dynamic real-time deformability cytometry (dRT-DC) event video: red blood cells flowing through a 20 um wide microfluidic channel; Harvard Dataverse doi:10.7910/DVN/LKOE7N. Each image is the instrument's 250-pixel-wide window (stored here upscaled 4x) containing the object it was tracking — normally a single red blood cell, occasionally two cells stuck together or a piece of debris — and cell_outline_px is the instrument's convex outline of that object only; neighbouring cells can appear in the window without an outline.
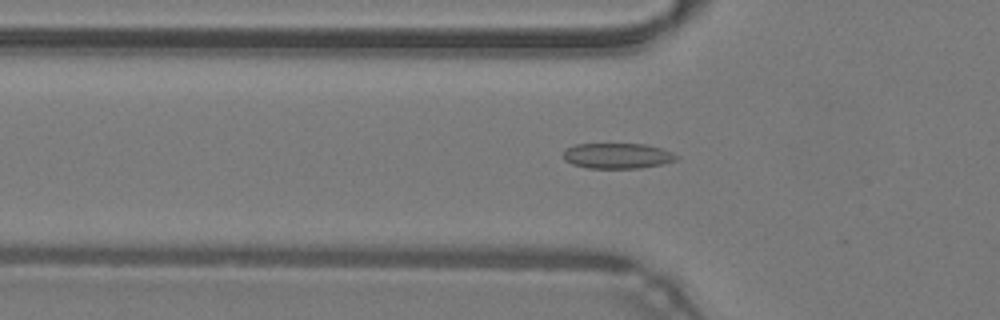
{"species": "common noctule bat (a hibernating species)", "species_latin": "Nyctalus noctula", "temperature_condition": "warm", "stored_images_in_passage": 44, "camera_frame_rate_fps": 3000, "um_per_image_px": 0.085, "animal": {"sex": "male", "body_mass_g": 19.2, "forearm_length_mm": 51.8}, "frame": {"image": 1, "passage_image": 17, "time_ms": 5.333, "image_size_px": [1000, 320], "cell_outline_px": [[680, 156], [676, 160], [664, 164], [640, 168], [588, 168], [572, 164], [564, 160], [564, 148], [576, 144], [644, 144], [660, 148], [672, 152]], "centroid_in_image_um": [52.48, 13.25], "position_along_channel_um": 73.3, "area_um2": 16.88}}
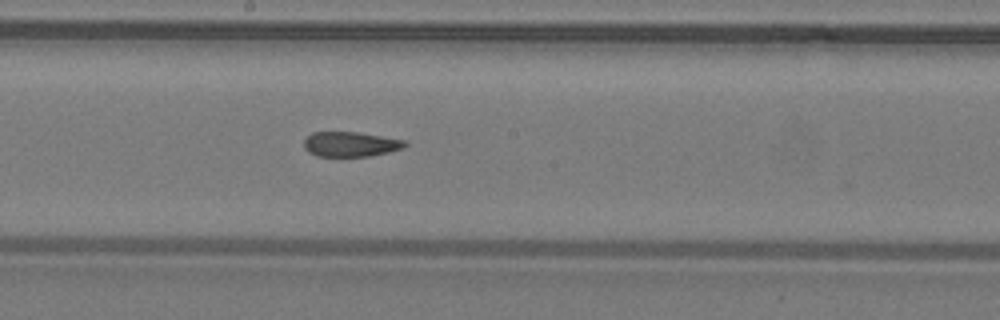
{"frame": {"image": 2, "passage_image": 27, "time_ms": 8.667, "image_size_px": [1000, 320], "cell_outline_px": [[408, 144], [404, 148], [388, 152], [368, 156], [316, 156], [308, 152], [304, 148], [304, 140], [312, 132], [356, 132], [404, 140]], "centroid_in_image_um": [29.77, 12.26], "position_along_channel_um": 218.4, "area_um2": 14.57}}
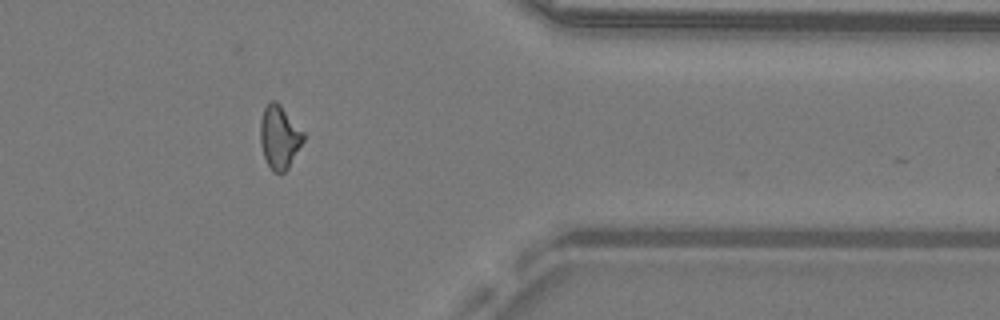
{"frame": {"image": 3, "passage_image": 40, "time_ms": 13.0, "image_size_px": [1000, 320], "cell_outline_px": [[304, 140], [288, 168], [284, 172], [272, 172], [264, 156], [260, 144], [260, 120], [264, 108], [272, 100], [276, 100], [280, 104], [304, 132]], "centroid_in_image_um": [23.74, 11.64], "position_along_channel_um": 387.7, "area_um2": 15.84}, "authors_computed_cell_mechanics": {"area_um2": 16.0395, "velocity_mm_per_s": 4.3303, "shape_relaxation_time_tau1_ms": null, "shape_relaxation_time_tau2_ms": 2.7118, "deformation_change_tau1": null, "deformation_change_tau2": 0.1075}}